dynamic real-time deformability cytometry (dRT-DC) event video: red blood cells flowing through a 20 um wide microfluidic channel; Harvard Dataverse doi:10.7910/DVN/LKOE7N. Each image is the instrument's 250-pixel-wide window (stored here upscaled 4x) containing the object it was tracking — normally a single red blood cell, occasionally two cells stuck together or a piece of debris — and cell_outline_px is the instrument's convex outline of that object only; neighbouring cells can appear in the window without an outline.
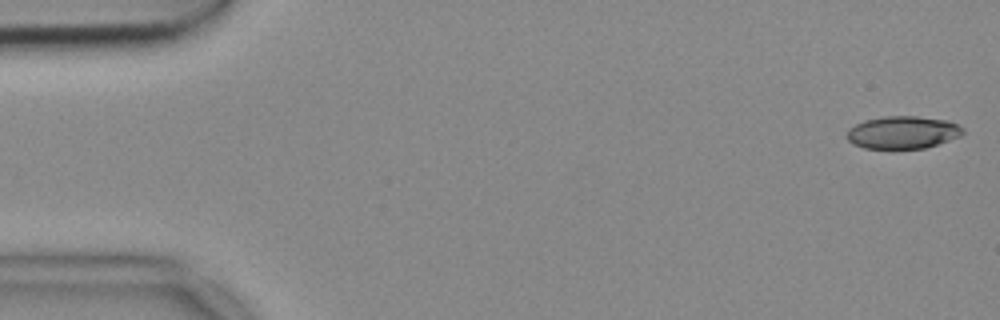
{"species": "common noctule bat (a hibernating species)", "species_latin": "Nyctalus noctula", "temperature_condition": "cold", "stored_images_in_passage": 53, "camera_frame_rate_fps": 3000, "um_per_image_px": 0.085, "animal": {"sex": "female", "body_mass_g": 18.4}, "frame": {"image": 1, "passage_image": 1, "time_ms": 0.0, "image_size_px": [1000, 320], "cell_outline_px": [[964, 132], [960, 136], [924, 148], [864, 148], [852, 144], [844, 136], [848, 128], [864, 120], [884, 116], [916, 116], [948, 120], [964, 128]], "centroid_in_image_um": [76.69, 11.24], "position_along_channel_um": 8.3, "area_um2": 22.08}}
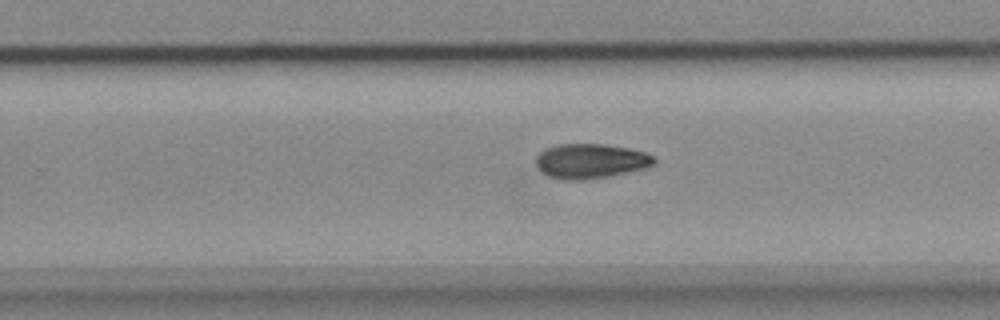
{"frame": {"image": 2, "passage_image": 33, "time_ms": 10.667, "image_size_px": [1000, 320], "cell_outline_px": [[656, 164], [644, 168], [608, 176], [580, 180], [564, 180], [548, 176], [536, 164], [536, 156], [544, 148], [556, 144], [604, 144], [628, 148], [644, 152], [656, 156]], "centroid_in_image_um": [50.21, 13.68], "position_along_channel_um": 279.6, "area_um2": 23.87}}
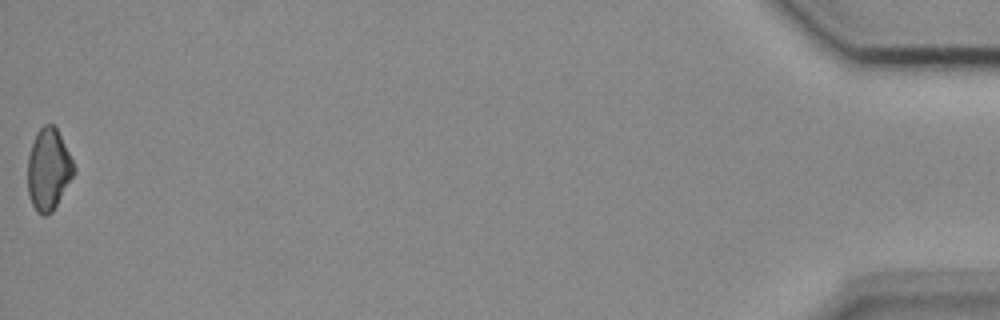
{"frame": {"image": 3, "passage_image": 53, "time_ms": 17.333, "image_size_px": [1000, 320], "cell_outline_px": [[76, 172], [52, 212], [44, 216], [36, 212], [32, 204], [28, 192], [28, 156], [36, 132], [44, 124], [52, 124], [56, 128], [76, 168]], "centroid_in_image_um": [4.12, 14.42], "position_along_channel_um": 431.1, "area_um2": 21.85}}